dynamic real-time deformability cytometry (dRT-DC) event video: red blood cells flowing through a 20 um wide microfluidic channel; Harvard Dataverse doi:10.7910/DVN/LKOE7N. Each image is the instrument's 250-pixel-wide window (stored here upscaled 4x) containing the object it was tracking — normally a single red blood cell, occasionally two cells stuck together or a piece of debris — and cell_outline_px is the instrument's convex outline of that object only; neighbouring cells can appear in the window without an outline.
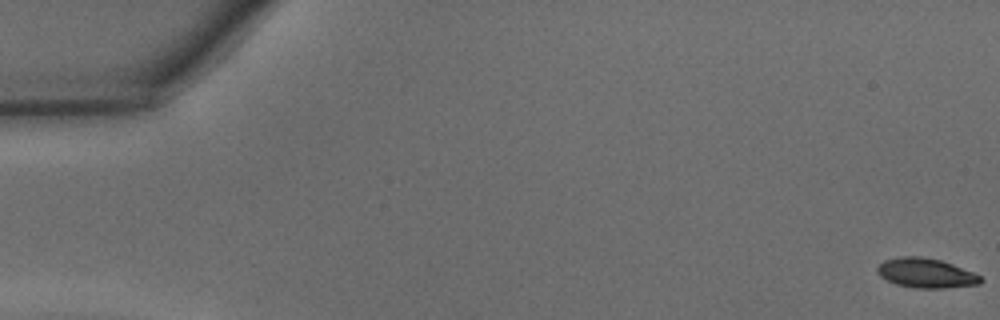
{"species": "common noctule bat (a hibernating species)", "species_latin": "Nyctalus noctula", "temperature_condition": "warm", "stored_images_in_passage": 13, "camera_frame_rate_fps": 3000, "um_per_image_px": 0.085, "animal": {"sex": "male", "body_mass_g": 15.6}, "frame": {"image": 1, "passage_image": 1, "time_ms": 0.0, "image_size_px": [1000, 320], "cell_outline_px": [[984, 280], [980, 284], [944, 288], [916, 288], [896, 284], [880, 276], [876, 272], [876, 268], [884, 260], [900, 256], [920, 256], [940, 260], [952, 264], [972, 272], [980, 276]], "centroid_in_image_um": [78.69, 23.21], "position_along_channel_um": 6.3, "area_um2": 17.74}}
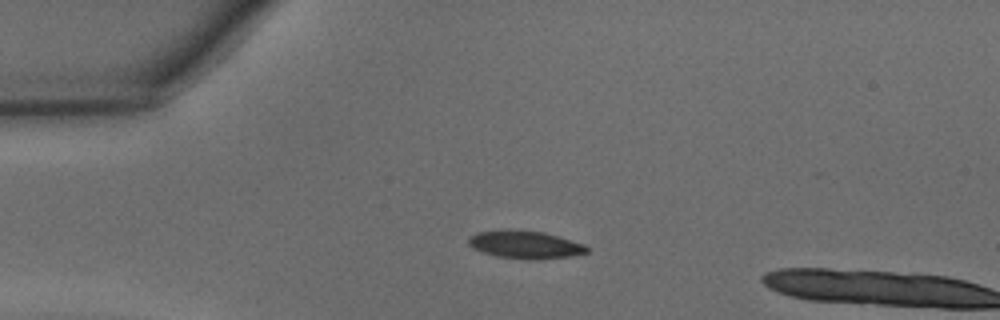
{"frame": {"image": 2, "passage_image": 12, "time_ms": 3.667, "image_size_px": [1000, 320], "cell_outline_px": [[588, 252], [568, 256], [496, 256], [472, 248], [468, 244], [468, 236], [476, 232], [504, 228], [544, 232], [584, 244], [588, 248]], "centroid_in_image_um": [44.53, 20.7], "position_along_channel_um": 40.5, "area_um2": 18.26}}